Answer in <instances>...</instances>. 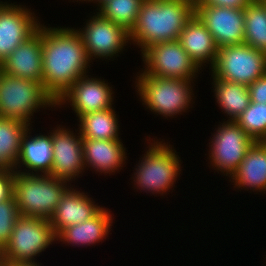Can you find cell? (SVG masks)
<instances>
[{
	"label": "cell",
	"instance_id": "cell-34",
	"mask_svg": "<svg viewBox=\"0 0 266 266\" xmlns=\"http://www.w3.org/2000/svg\"><path fill=\"white\" fill-rule=\"evenodd\" d=\"M78 1V0H77ZM81 1V0H80ZM83 1H86V0H83ZM88 1H91V0H88ZM93 1V0H92ZM96 2H98L99 4L103 1V0H94Z\"/></svg>",
	"mask_w": 266,
	"mask_h": 266
},
{
	"label": "cell",
	"instance_id": "cell-32",
	"mask_svg": "<svg viewBox=\"0 0 266 266\" xmlns=\"http://www.w3.org/2000/svg\"><path fill=\"white\" fill-rule=\"evenodd\" d=\"M251 1L252 0H196L195 4H208L242 9L245 8Z\"/></svg>",
	"mask_w": 266,
	"mask_h": 266
},
{
	"label": "cell",
	"instance_id": "cell-18",
	"mask_svg": "<svg viewBox=\"0 0 266 266\" xmlns=\"http://www.w3.org/2000/svg\"><path fill=\"white\" fill-rule=\"evenodd\" d=\"M178 41L200 68L207 61L211 63V66L214 64L218 47L212 34L206 29L204 23L196 14L185 24Z\"/></svg>",
	"mask_w": 266,
	"mask_h": 266
},
{
	"label": "cell",
	"instance_id": "cell-31",
	"mask_svg": "<svg viewBox=\"0 0 266 266\" xmlns=\"http://www.w3.org/2000/svg\"><path fill=\"white\" fill-rule=\"evenodd\" d=\"M250 102L266 104V74L248 86Z\"/></svg>",
	"mask_w": 266,
	"mask_h": 266
},
{
	"label": "cell",
	"instance_id": "cell-21",
	"mask_svg": "<svg viewBox=\"0 0 266 266\" xmlns=\"http://www.w3.org/2000/svg\"><path fill=\"white\" fill-rule=\"evenodd\" d=\"M102 208L94 217L91 219L71 225L63 229L58 235L57 240L71 243L72 245H92L96 242L103 240L109 232L112 215ZM59 238V239H58Z\"/></svg>",
	"mask_w": 266,
	"mask_h": 266
},
{
	"label": "cell",
	"instance_id": "cell-9",
	"mask_svg": "<svg viewBox=\"0 0 266 266\" xmlns=\"http://www.w3.org/2000/svg\"><path fill=\"white\" fill-rule=\"evenodd\" d=\"M142 57L146 65L144 73L150 76L192 80L200 68L178 40L150 45Z\"/></svg>",
	"mask_w": 266,
	"mask_h": 266
},
{
	"label": "cell",
	"instance_id": "cell-30",
	"mask_svg": "<svg viewBox=\"0 0 266 266\" xmlns=\"http://www.w3.org/2000/svg\"><path fill=\"white\" fill-rule=\"evenodd\" d=\"M14 169H0V202L13 197Z\"/></svg>",
	"mask_w": 266,
	"mask_h": 266
},
{
	"label": "cell",
	"instance_id": "cell-33",
	"mask_svg": "<svg viewBox=\"0 0 266 266\" xmlns=\"http://www.w3.org/2000/svg\"><path fill=\"white\" fill-rule=\"evenodd\" d=\"M8 266H40V265L35 262H26V263H14Z\"/></svg>",
	"mask_w": 266,
	"mask_h": 266
},
{
	"label": "cell",
	"instance_id": "cell-11",
	"mask_svg": "<svg viewBox=\"0 0 266 266\" xmlns=\"http://www.w3.org/2000/svg\"><path fill=\"white\" fill-rule=\"evenodd\" d=\"M195 14L212 34L218 48L244 43V8L195 4Z\"/></svg>",
	"mask_w": 266,
	"mask_h": 266
},
{
	"label": "cell",
	"instance_id": "cell-13",
	"mask_svg": "<svg viewBox=\"0 0 266 266\" xmlns=\"http://www.w3.org/2000/svg\"><path fill=\"white\" fill-rule=\"evenodd\" d=\"M32 14L20 5L0 2V63L38 30L40 23Z\"/></svg>",
	"mask_w": 266,
	"mask_h": 266
},
{
	"label": "cell",
	"instance_id": "cell-7",
	"mask_svg": "<svg viewBox=\"0 0 266 266\" xmlns=\"http://www.w3.org/2000/svg\"><path fill=\"white\" fill-rule=\"evenodd\" d=\"M213 77L249 86L266 74V53L246 43L219 47Z\"/></svg>",
	"mask_w": 266,
	"mask_h": 266
},
{
	"label": "cell",
	"instance_id": "cell-8",
	"mask_svg": "<svg viewBox=\"0 0 266 266\" xmlns=\"http://www.w3.org/2000/svg\"><path fill=\"white\" fill-rule=\"evenodd\" d=\"M153 144L137 166L134 181L141 190L163 194L173 187L178 172L181 171V164L170 145L162 144V141Z\"/></svg>",
	"mask_w": 266,
	"mask_h": 266
},
{
	"label": "cell",
	"instance_id": "cell-12",
	"mask_svg": "<svg viewBox=\"0 0 266 266\" xmlns=\"http://www.w3.org/2000/svg\"><path fill=\"white\" fill-rule=\"evenodd\" d=\"M97 15V16H96ZM93 16L83 30L78 33L84 42L88 57L112 58L122 51L128 43L129 32L110 20L103 18L98 12ZM127 40V41H126Z\"/></svg>",
	"mask_w": 266,
	"mask_h": 266
},
{
	"label": "cell",
	"instance_id": "cell-1",
	"mask_svg": "<svg viewBox=\"0 0 266 266\" xmlns=\"http://www.w3.org/2000/svg\"><path fill=\"white\" fill-rule=\"evenodd\" d=\"M41 38L42 84L58 101L77 79L86 75L90 58L78 30L41 25Z\"/></svg>",
	"mask_w": 266,
	"mask_h": 266
},
{
	"label": "cell",
	"instance_id": "cell-14",
	"mask_svg": "<svg viewBox=\"0 0 266 266\" xmlns=\"http://www.w3.org/2000/svg\"><path fill=\"white\" fill-rule=\"evenodd\" d=\"M50 133L53 155L48 175L69 182L85 168L82 136L76 137L71 131L60 127Z\"/></svg>",
	"mask_w": 266,
	"mask_h": 266
},
{
	"label": "cell",
	"instance_id": "cell-29",
	"mask_svg": "<svg viewBox=\"0 0 266 266\" xmlns=\"http://www.w3.org/2000/svg\"><path fill=\"white\" fill-rule=\"evenodd\" d=\"M20 213L14 196L0 202V251L8 243Z\"/></svg>",
	"mask_w": 266,
	"mask_h": 266
},
{
	"label": "cell",
	"instance_id": "cell-22",
	"mask_svg": "<svg viewBox=\"0 0 266 266\" xmlns=\"http://www.w3.org/2000/svg\"><path fill=\"white\" fill-rule=\"evenodd\" d=\"M28 131L30 130L28 129L22 137L20 154L14 168L16 169L21 162L26 168L32 170V174H34L33 171L49 174L53 155L51 135H37L30 138Z\"/></svg>",
	"mask_w": 266,
	"mask_h": 266
},
{
	"label": "cell",
	"instance_id": "cell-25",
	"mask_svg": "<svg viewBox=\"0 0 266 266\" xmlns=\"http://www.w3.org/2000/svg\"><path fill=\"white\" fill-rule=\"evenodd\" d=\"M213 79L215 98L219 106L230 116L228 121H235L250 104L248 86L215 77Z\"/></svg>",
	"mask_w": 266,
	"mask_h": 266
},
{
	"label": "cell",
	"instance_id": "cell-3",
	"mask_svg": "<svg viewBox=\"0 0 266 266\" xmlns=\"http://www.w3.org/2000/svg\"><path fill=\"white\" fill-rule=\"evenodd\" d=\"M66 183L48 174L34 175L14 169L13 196L20 216L49 220L67 190Z\"/></svg>",
	"mask_w": 266,
	"mask_h": 266
},
{
	"label": "cell",
	"instance_id": "cell-5",
	"mask_svg": "<svg viewBox=\"0 0 266 266\" xmlns=\"http://www.w3.org/2000/svg\"><path fill=\"white\" fill-rule=\"evenodd\" d=\"M56 237L49 220L20 216L8 243L0 251V264L35 262L34 257L57 240Z\"/></svg>",
	"mask_w": 266,
	"mask_h": 266
},
{
	"label": "cell",
	"instance_id": "cell-28",
	"mask_svg": "<svg viewBox=\"0 0 266 266\" xmlns=\"http://www.w3.org/2000/svg\"><path fill=\"white\" fill-rule=\"evenodd\" d=\"M235 122L254 141H266V104L250 102Z\"/></svg>",
	"mask_w": 266,
	"mask_h": 266
},
{
	"label": "cell",
	"instance_id": "cell-2",
	"mask_svg": "<svg viewBox=\"0 0 266 266\" xmlns=\"http://www.w3.org/2000/svg\"><path fill=\"white\" fill-rule=\"evenodd\" d=\"M195 14L193 0H144L129 39L142 49L178 40L185 24Z\"/></svg>",
	"mask_w": 266,
	"mask_h": 266
},
{
	"label": "cell",
	"instance_id": "cell-4",
	"mask_svg": "<svg viewBox=\"0 0 266 266\" xmlns=\"http://www.w3.org/2000/svg\"><path fill=\"white\" fill-rule=\"evenodd\" d=\"M57 105V101L38 81L23 79L0 71V117L30 125L31 116L40 107Z\"/></svg>",
	"mask_w": 266,
	"mask_h": 266
},
{
	"label": "cell",
	"instance_id": "cell-23",
	"mask_svg": "<svg viewBox=\"0 0 266 266\" xmlns=\"http://www.w3.org/2000/svg\"><path fill=\"white\" fill-rule=\"evenodd\" d=\"M28 126L20 120L0 117V169H14Z\"/></svg>",
	"mask_w": 266,
	"mask_h": 266
},
{
	"label": "cell",
	"instance_id": "cell-16",
	"mask_svg": "<svg viewBox=\"0 0 266 266\" xmlns=\"http://www.w3.org/2000/svg\"><path fill=\"white\" fill-rule=\"evenodd\" d=\"M42 38L38 30L19 45L2 63L0 71L11 76L38 81L42 84Z\"/></svg>",
	"mask_w": 266,
	"mask_h": 266
},
{
	"label": "cell",
	"instance_id": "cell-24",
	"mask_svg": "<svg viewBox=\"0 0 266 266\" xmlns=\"http://www.w3.org/2000/svg\"><path fill=\"white\" fill-rule=\"evenodd\" d=\"M82 138L114 140L118 138V120L113 108L89 112L79 117Z\"/></svg>",
	"mask_w": 266,
	"mask_h": 266
},
{
	"label": "cell",
	"instance_id": "cell-27",
	"mask_svg": "<svg viewBox=\"0 0 266 266\" xmlns=\"http://www.w3.org/2000/svg\"><path fill=\"white\" fill-rule=\"evenodd\" d=\"M144 0H103L98 6L99 14L111 22L120 25L127 32L134 28L140 6Z\"/></svg>",
	"mask_w": 266,
	"mask_h": 266
},
{
	"label": "cell",
	"instance_id": "cell-10",
	"mask_svg": "<svg viewBox=\"0 0 266 266\" xmlns=\"http://www.w3.org/2000/svg\"><path fill=\"white\" fill-rule=\"evenodd\" d=\"M212 137L210 158L212 166L232 176L255 142L235 121L227 120Z\"/></svg>",
	"mask_w": 266,
	"mask_h": 266
},
{
	"label": "cell",
	"instance_id": "cell-15",
	"mask_svg": "<svg viewBox=\"0 0 266 266\" xmlns=\"http://www.w3.org/2000/svg\"><path fill=\"white\" fill-rule=\"evenodd\" d=\"M111 89L105 81L97 78L90 79L83 75L58 99L57 106L70 100L69 102H72L70 105L78 118L89 112L109 109L113 104Z\"/></svg>",
	"mask_w": 266,
	"mask_h": 266
},
{
	"label": "cell",
	"instance_id": "cell-6",
	"mask_svg": "<svg viewBox=\"0 0 266 266\" xmlns=\"http://www.w3.org/2000/svg\"><path fill=\"white\" fill-rule=\"evenodd\" d=\"M136 85L144 104L160 115L174 116L188 109L191 103L193 80L163 78L140 73Z\"/></svg>",
	"mask_w": 266,
	"mask_h": 266
},
{
	"label": "cell",
	"instance_id": "cell-17",
	"mask_svg": "<svg viewBox=\"0 0 266 266\" xmlns=\"http://www.w3.org/2000/svg\"><path fill=\"white\" fill-rule=\"evenodd\" d=\"M92 201L85 193L68 188L49 219L55 235L57 236L66 227L94 217L102 207Z\"/></svg>",
	"mask_w": 266,
	"mask_h": 266
},
{
	"label": "cell",
	"instance_id": "cell-26",
	"mask_svg": "<svg viewBox=\"0 0 266 266\" xmlns=\"http://www.w3.org/2000/svg\"><path fill=\"white\" fill-rule=\"evenodd\" d=\"M244 14V43L266 53V0H252Z\"/></svg>",
	"mask_w": 266,
	"mask_h": 266
},
{
	"label": "cell",
	"instance_id": "cell-20",
	"mask_svg": "<svg viewBox=\"0 0 266 266\" xmlns=\"http://www.w3.org/2000/svg\"><path fill=\"white\" fill-rule=\"evenodd\" d=\"M231 178L236 187L266 191V141H255L250 146Z\"/></svg>",
	"mask_w": 266,
	"mask_h": 266
},
{
	"label": "cell",
	"instance_id": "cell-19",
	"mask_svg": "<svg viewBox=\"0 0 266 266\" xmlns=\"http://www.w3.org/2000/svg\"><path fill=\"white\" fill-rule=\"evenodd\" d=\"M84 163L98 172L112 173L122 167L125 148L119 139L97 140L82 138Z\"/></svg>",
	"mask_w": 266,
	"mask_h": 266
}]
</instances>
